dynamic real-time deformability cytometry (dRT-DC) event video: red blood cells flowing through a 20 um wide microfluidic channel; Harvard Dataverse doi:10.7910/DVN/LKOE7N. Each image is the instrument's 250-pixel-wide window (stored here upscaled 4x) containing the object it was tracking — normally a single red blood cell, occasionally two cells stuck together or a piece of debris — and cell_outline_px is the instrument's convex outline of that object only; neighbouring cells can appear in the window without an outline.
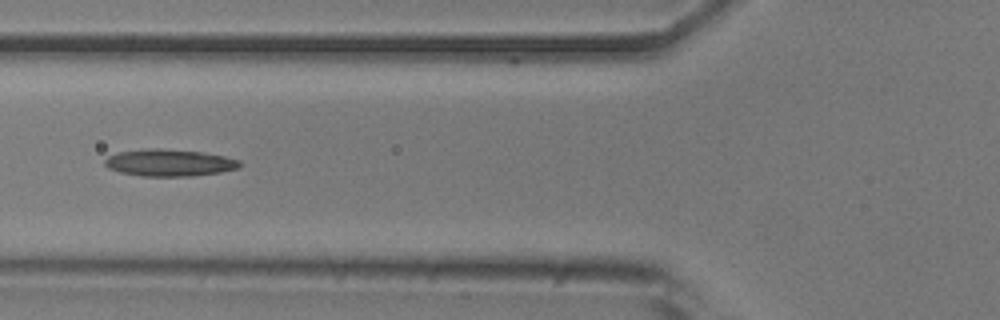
{"species": "common noctule bat (a hibernating species)", "species_latin": "Nyctalus noctula", "temperature_condition": "room temperature", "stored_images_in_passage": 42, "camera_frame_rate_fps": 3000, "um_per_image_px": 0.085, "animal": {"sex": "male", "body_mass_g": 20.5, "forearm_length_mm": 52.5}, "frame": {"image": 1, "passage_image": 19, "time_ms": 6.0, "image_size_px": [1000, 320], "cell_outline_px": [[244, 164], [240, 168], [220, 172], [192, 176], [140, 176], [120, 172], [108, 168], [104, 164], [104, 160], [108, 156], [116, 152], [144, 148], [160, 148], [200, 152], [224, 156], [240, 160]], "centroid_in_image_um": [14.39, 13.83], "position_along_channel_um": 111.4, "area_um2": 21.44}}
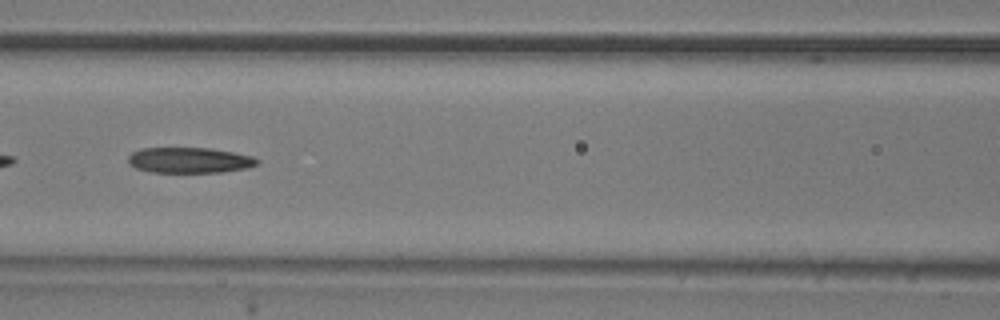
{"frame": {"image": 2, "passage_image": 22, "time_ms": 7.0, "image_size_px": [1000, 320], "cell_outline_px": [[260, 160], [256, 164], [248, 168], [220, 172], [152, 172], [136, 168], [128, 164], [128, 156], [132, 152], [140, 148], [208, 148], [232, 152], [252, 156]], "centroid_in_image_um": [16.07, 13.61], "position_along_channel_um": 150.5, "area_um2": 19.19}}
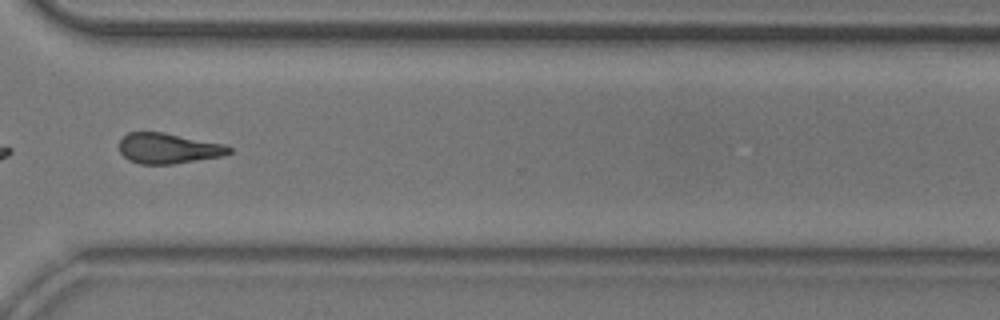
{"frame": {"image": 3, "passage_image": 38, "time_ms": 12.333, "image_size_px": [1000, 320], "cell_outline_px": [[232, 152], [224, 156], [172, 164], [140, 164], [128, 160], [120, 152], [120, 140], [128, 132], [164, 132], [224, 144], [232, 148]], "centroid_in_image_um": [14.32, 12.61], "position_along_channel_um": 356.3, "area_um2": 19.54}, "authors_computed_cell_mechanics": {"area_um2": 20.4901, "velocity_mm_per_s": 3.8698, "shape_relaxation_time_tau1_ms": 5.8597, "shape_relaxation_time_tau2_ms": null, "deformation_change_tau1": 0.1729, "deformation_change_tau2": null}}